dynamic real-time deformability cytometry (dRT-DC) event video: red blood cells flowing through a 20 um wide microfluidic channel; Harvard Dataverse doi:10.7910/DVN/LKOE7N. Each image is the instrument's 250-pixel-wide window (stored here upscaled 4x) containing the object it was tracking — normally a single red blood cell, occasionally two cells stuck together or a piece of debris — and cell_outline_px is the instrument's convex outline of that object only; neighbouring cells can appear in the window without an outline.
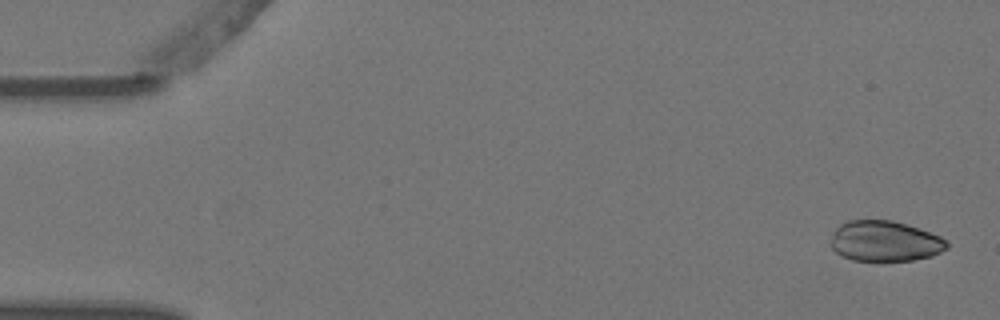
{"species": "Egyptian fruit bat (a non-hibernating species)", "species_latin": "Rousettus aegyptiacus", "temperature_condition": "warm", "stored_images_in_passage": 4, "camera_frame_rate_fps": 3000, "um_per_image_px": 0.085, "animal": {"sex": "female"}, "frame": {"image": 1, "passage_image": 1, "time_ms": 0.0, "image_size_px": [1000, 320], "cell_outline_px": [[948, 248], [932, 256], [912, 260], [884, 264], [876, 264], [852, 260], [836, 252], [832, 248], [832, 232], [840, 224], [848, 220], [892, 220], [940, 236], [948, 240]], "centroid_in_image_um": [75.2, 20.55], "position_along_channel_um": 9.8, "area_um2": 28.15}}
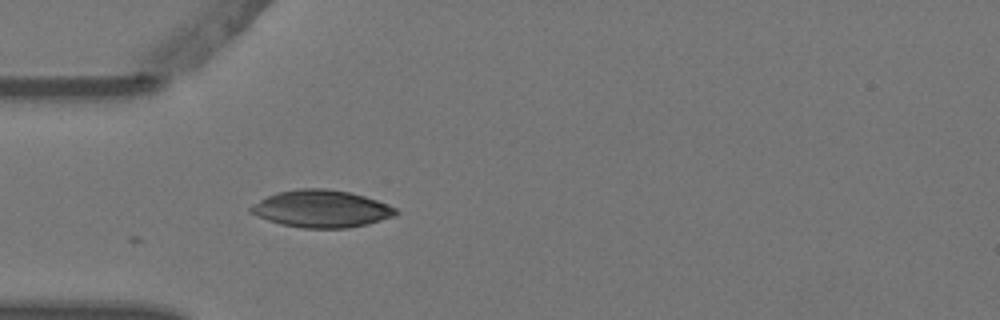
{"frame": {"image": 2, "passage_image": 4, "time_ms": 1.0, "image_size_px": [1000, 320], "cell_outline_px": [[400, 212], [396, 216], [368, 224], [348, 228], [300, 228], [268, 220], [256, 216], [248, 212], [248, 208], [260, 200], [276, 192], [300, 188], [324, 188], [348, 192], [364, 196], [388, 204], [396, 208]], "centroid_in_image_um": [27.33, 17.75], "position_along_channel_um": 57.7, "area_um2": 31.56}}